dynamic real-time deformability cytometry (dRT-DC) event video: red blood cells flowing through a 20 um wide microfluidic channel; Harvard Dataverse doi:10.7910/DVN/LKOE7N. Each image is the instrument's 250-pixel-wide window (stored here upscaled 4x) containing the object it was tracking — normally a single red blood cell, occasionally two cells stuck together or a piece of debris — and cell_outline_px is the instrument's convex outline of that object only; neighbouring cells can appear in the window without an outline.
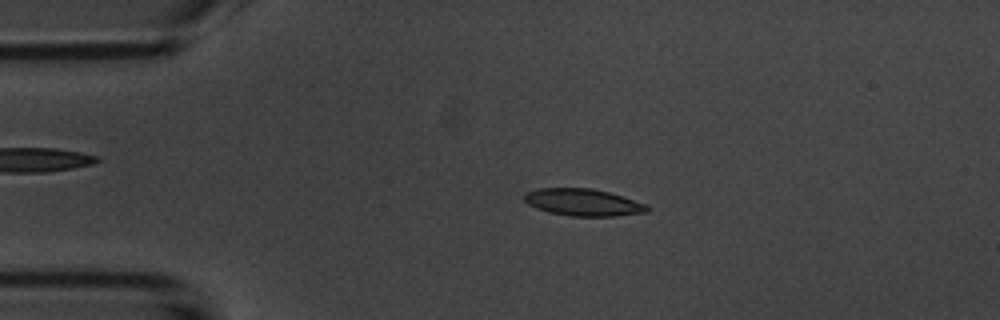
{"species": "common noctule bat (a hibernating species)", "species_latin": "Nyctalus noctula", "temperature_condition": "room temperature", "stored_images_in_passage": 53, "camera_frame_rate_fps": 3000, "um_per_image_px": 0.085, "animal": {"sex": "male", "body_mass_g": 20.1, "forearm_length_mm": 53.5}, "frame": {"image": 1, "passage_image": 11, "time_ms": 3.333, "image_size_px": [1000, 320], "cell_outline_px": [[648, 212], [616, 216], [572, 216], [548, 212], [536, 208], [528, 204], [524, 200], [524, 192], [540, 188], [592, 188], [608, 192], [648, 204]], "centroid_in_image_um": [49.56, 17.2], "position_along_channel_um": 35.4, "area_um2": 19.42}}
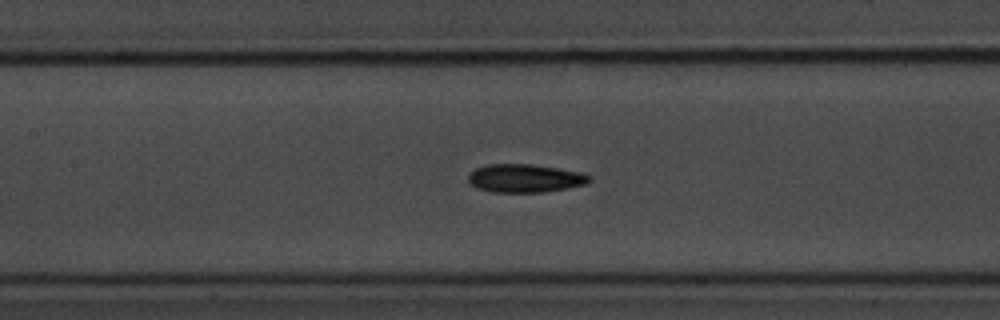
{"frame": {"image": 2, "passage_image": 24, "time_ms": 7.667, "image_size_px": [1000, 320], "cell_outline_px": [[592, 180], [588, 184], [568, 188], [544, 192], [492, 192], [476, 188], [468, 180], [468, 172], [476, 168], [488, 164], [532, 164], [580, 172], [592, 176]], "centroid_in_image_um": [44.63, 15.15], "position_along_channel_um": 162.8, "area_um2": 20.11}}
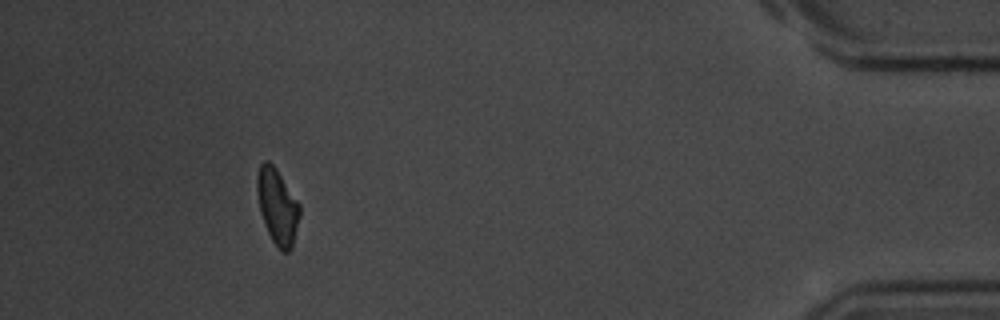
{"frame": {"image": 3, "passage_image": 49, "time_ms": 16.0, "image_size_px": [1000, 320], "cell_outline_px": [[300, 216], [292, 248], [288, 252], [284, 252], [272, 240], [264, 224], [260, 212], [256, 192], [256, 176], [260, 164], [264, 160], [268, 160], [276, 168], [300, 204]], "centroid_in_image_um": [23.57, 17.51], "position_along_channel_um": 411.6, "area_um2": 18.84}, "authors_computed_cell_mechanics": {"area_um2": 19.363, "velocity_mm_per_s": 3.7197, "shape_relaxation_time_tau1_ms": 3.0991, "shape_relaxation_time_tau2_ms": 4.6505, "deformation_change_tau1": 0.1255, "deformation_change_tau2": 0.1248}}